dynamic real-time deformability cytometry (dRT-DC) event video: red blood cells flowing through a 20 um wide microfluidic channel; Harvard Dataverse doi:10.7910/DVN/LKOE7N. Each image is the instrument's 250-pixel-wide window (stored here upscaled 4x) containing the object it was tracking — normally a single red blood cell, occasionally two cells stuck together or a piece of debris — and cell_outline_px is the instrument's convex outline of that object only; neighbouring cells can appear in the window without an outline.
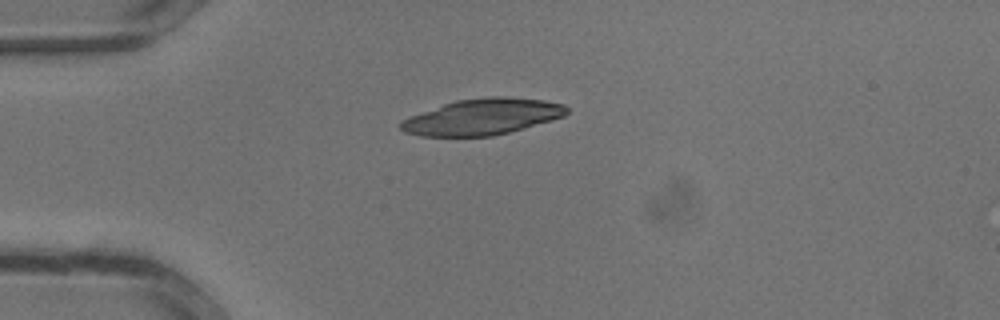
{"species": "common noctule bat (a hibernating species)", "species_latin": "Nyctalus noctula", "temperature_condition": "warm", "stored_images_in_passage": 20, "camera_frame_rate_fps": 3000, "um_per_image_px": 0.085, "animal": {"sex": "male", "body_mass_g": 13.3}, "frame": {"image": 1, "passage_image": 1, "time_ms": 0.0, "image_size_px": [1000, 320], "cell_outline_px": [[568, 112], [564, 116], [552, 120], [524, 128], [492, 136], [420, 136], [404, 132], [400, 128], [400, 120], [408, 116], [456, 100], [488, 96], [508, 96], [544, 100], [564, 104], [568, 108]], "centroid_in_image_um": [40.99, 9.92], "position_along_channel_um": 44.0, "area_um2": 35.03}}
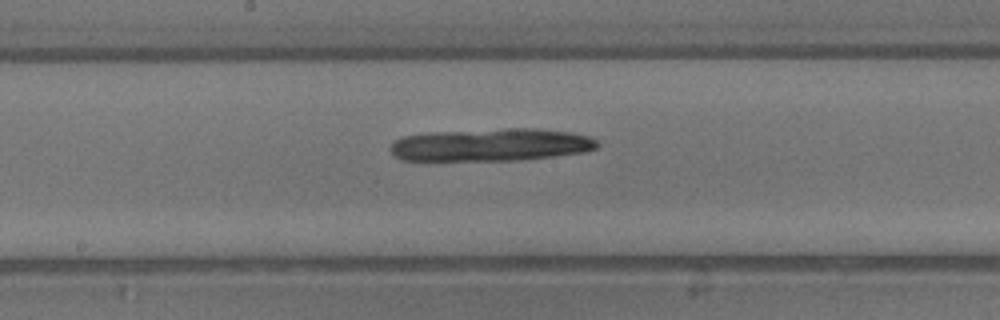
{"frame": {"image": 2, "passage_image": 10, "time_ms": 3.0, "image_size_px": [1000, 320], "cell_outline_px": [[600, 144], [596, 148], [584, 152], [552, 156], [516, 160], [400, 160], [388, 148], [396, 140], [404, 136], [428, 132], [512, 128], [528, 128], [572, 132], [588, 136], [596, 140]], "centroid_in_image_um": [41.72, 12.3], "position_along_channel_um": 206.5, "area_um2": 39.25}}
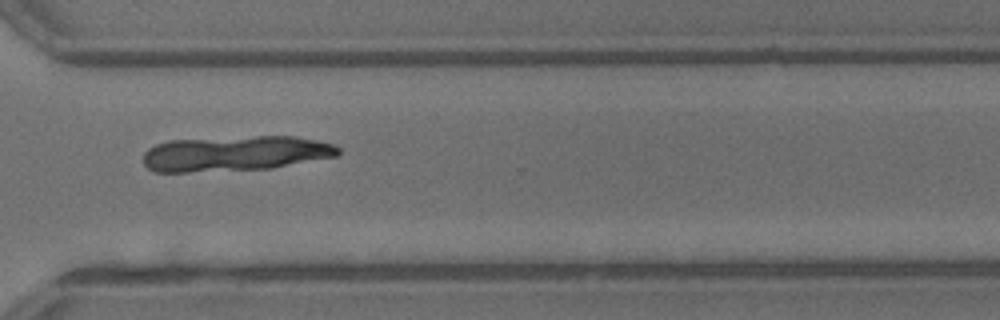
{"frame": {"image": 3, "passage_image": 17, "time_ms": 5.333, "image_size_px": [1000, 320], "cell_outline_px": [[340, 152], [336, 156], [272, 168], [188, 172], [156, 172], [148, 168], [144, 164], [144, 152], [148, 148], [156, 144], [168, 140], [256, 136], [296, 136], [336, 144], [340, 148]], "centroid_in_image_um": [19.99, 13.04], "position_along_channel_um": 350.6, "area_um2": 40.11}}